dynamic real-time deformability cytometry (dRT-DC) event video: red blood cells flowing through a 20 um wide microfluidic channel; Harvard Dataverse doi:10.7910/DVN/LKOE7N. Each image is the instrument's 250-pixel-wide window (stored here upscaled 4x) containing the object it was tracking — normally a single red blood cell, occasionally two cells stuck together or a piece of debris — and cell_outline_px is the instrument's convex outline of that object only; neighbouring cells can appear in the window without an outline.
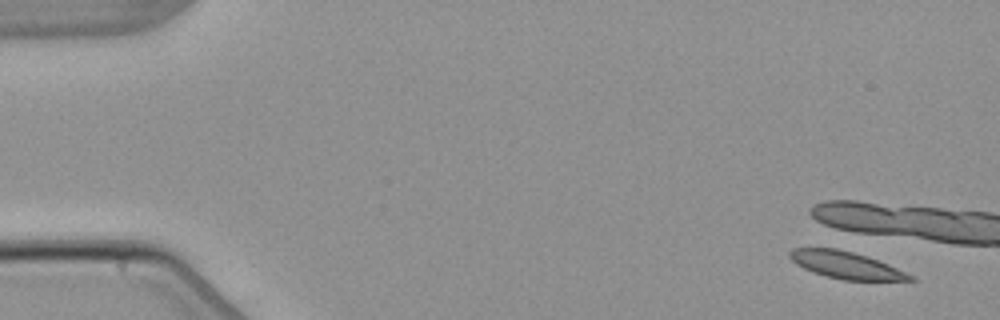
{"species": "common noctule bat (a hibernating species)", "species_latin": "Nyctalus noctula", "temperature_condition": "warm", "stored_images_in_passage": 6, "camera_frame_rate_fps": 3000, "um_per_image_px": 0.085, "animal": {"sex": "male", "body_mass_g": 21.5, "forearm_length_mm": 52.0}, "frame": {"image": 1, "passage_image": 1, "time_ms": 0.0, "image_size_px": [1000, 320], "cell_outline_px": [[916, 280], [844, 280], [812, 272], [796, 264], [788, 256], [788, 252], [792, 248], [836, 248], [868, 256], [888, 264], [916, 276]], "centroid_in_image_um": [71.92, 22.52], "position_along_channel_um": 13.1, "area_um2": 18.96}}